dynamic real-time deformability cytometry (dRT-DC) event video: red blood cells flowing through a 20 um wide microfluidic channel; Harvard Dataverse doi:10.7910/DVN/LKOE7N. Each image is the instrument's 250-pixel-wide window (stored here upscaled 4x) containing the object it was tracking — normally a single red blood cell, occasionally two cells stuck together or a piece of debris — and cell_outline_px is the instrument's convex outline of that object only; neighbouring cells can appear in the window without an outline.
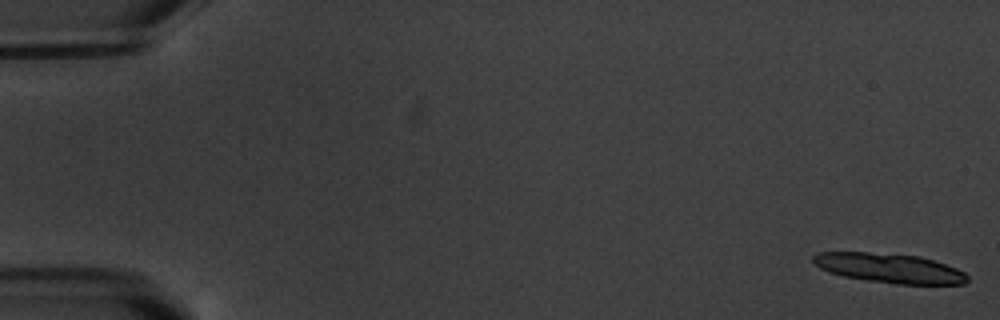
{"species": "common noctule bat (a hibernating species)", "species_latin": "Nyctalus noctula", "temperature_condition": "warm", "stored_images_in_passage": 4, "camera_frame_rate_fps": 3000, "um_per_image_px": 0.085, "animal": {"sex": "male", "body_mass_g": 20.1, "forearm_length_mm": 53.5}, "frame": {"image": 1, "passage_image": 1, "time_ms": 0.0, "image_size_px": [1000, 320], "cell_outline_px": [[968, 280], [964, 284], [892, 284], [844, 276], [828, 272], [820, 268], [812, 260], [812, 256], [820, 252], [868, 252], [920, 256], [956, 268], [964, 272], [968, 276]], "centroid_in_image_um": [75.6, 22.79], "position_along_channel_um": 9.4, "area_um2": 26.36}}